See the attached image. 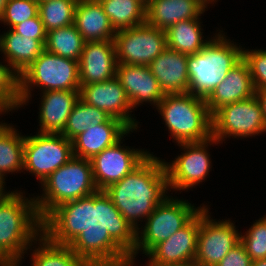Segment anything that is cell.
<instances>
[{
  "label": "cell",
  "mask_w": 266,
  "mask_h": 266,
  "mask_svg": "<svg viewBox=\"0 0 266 266\" xmlns=\"http://www.w3.org/2000/svg\"><path fill=\"white\" fill-rule=\"evenodd\" d=\"M42 234L88 265H131L136 244V230L99 190L53 208L42 219Z\"/></svg>",
  "instance_id": "obj_1"
},
{
  "label": "cell",
  "mask_w": 266,
  "mask_h": 266,
  "mask_svg": "<svg viewBox=\"0 0 266 266\" xmlns=\"http://www.w3.org/2000/svg\"><path fill=\"white\" fill-rule=\"evenodd\" d=\"M153 154L119 182L104 190L135 230L170 194L163 159Z\"/></svg>",
  "instance_id": "obj_2"
},
{
  "label": "cell",
  "mask_w": 266,
  "mask_h": 266,
  "mask_svg": "<svg viewBox=\"0 0 266 266\" xmlns=\"http://www.w3.org/2000/svg\"><path fill=\"white\" fill-rule=\"evenodd\" d=\"M21 188L0 198V266L21 261L30 246L42 235V219L34 196Z\"/></svg>",
  "instance_id": "obj_3"
},
{
  "label": "cell",
  "mask_w": 266,
  "mask_h": 266,
  "mask_svg": "<svg viewBox=\"0 0 266 266\" xmlns=\"http://www.w3.org/2000/svg\"><path fill=\"white\" fill-rule=\"evenodd\" d=\"M223 32L218 28L200 52L188 55V93L206 99L243 59V46Z\"/></svg>",
  "instance_id": "obj_4"
},
{
  "label": "cell",
  "mask_w": 266,
  "mask_h": 266,
  "mask_svg": "<svg viewBox=\"0 0 266 266\" xmlns=\"http://www.w3.org/2000/svg\"><path fill=\"white\" fill-rule=\"evenodd\" d=\"M156 109L176 145L212 137V115L205 99L188 92L167 94Z\"/></svg>",
  "instance_id": "obj_5"
},
{
  "label": "cell",
  "mask_w": 266,
  "mask_h": 266,
  "mask_svg": "<svg viewBox=\"0 0 266 266\" xmlns=\"http://www.w3.org/2000/svg\"><path fill=\"white\" fill-rule=\"evenodd\" d=\"M42 194L34 195L38 215L43 219L53 208L98 191L91 161L73 157L41 184Z\"/></svg>",
  "instance_id": "obj_6"
},
{
  "label": "cell",
  "mask_w": 266,
  "mask_h": 266,
  "mask_svg": "<svg viewBox=\"0 0 266 266\" xmlns=\"http://www.w3.org/2000/svg\"><path fill=\"white\" fill-rule=\"evenodd\" d=\"M80 86L78 61L44 50L19 75L21 108L28 106L27 104L34 96L32 93L34 88L38 87L42 93L62 90L79 91Z\"/></svg>",
  "instance_id": "obj_7"
},
{
  "label": "cell",
  "mask_w": 266,
  "mask_h": 266,
  "mask_svg": "<svg viewBox=\"0 0 266 266\" xmlns=\"http://www.w3.org/2000/svg\"><path fill=\"white\" fill-rule=\"evenodd\" d=\"M204 205L206 204L202 203L197 207L183 197L179 199L177 196H167L155 207L144 225L136 230L135 250L130 255L131 264L137 265L135 258L138 253L147 255L157 244L184 227Z\"/></svg>",
  "instance_id": "obj_8"
},
{
  "label": "cell",
  "mask_w": 266,
  "mask_h": 266,
  "mask_svg": "<svg viewBox=\"0 0 266 266\" xmlns=\"http://www.w3.org/2000/svg\"><path fill=\"white\" fill-rule=\"evenodd\" d=\"M218 144L221 143L214 137L200 142L177 144L183 152L175 159L169 160L171 162L163 159L169 191L172 189V193L174 191L181 193L185 190L187 192L206 181L212 170V159L208 148Z\"/></svg>",
  "instance_id": "obj_9"
},
{
  "label": "cell",
  "mask_w": 266,
  "mask_h": 266,
  "mask_svg": "<svg viewBox=\"0 0 266 266\" xmlns=\"http://www.w3.org/2000/svg\"><path fill=\"white\" fill-rule=\"evenodd\" d=\"M266 134V122L256 96L225 105L212 115V137L219 143L226 139H245Z\"/></svg>",
  "instance_id": "obj_10"
},
{
  "label": "cell",
  "mask_w": 266,
  "mask_h": 266,
  "mask_svg": "<svg viewBox=\"0 0 266 266\" xmlns=\"http://www.w3.org/2000/svg\"><path fill=\"white\" fill-rule=\"evenodd\" d=\"M73 157L72 141L62 134L25 135L23 172L34 175L39 185Z\"/></svg>",
  "instance_id": "obj_11"
},
{
  "label": "cell",
  "mask_w": 266,
  "mask_h": 266,
  "mask_svg": "<svg viewBox=\"0 0 266 266\" xmlns=\"http://www.w3.org/2000/svg\"><path fill=\"white\" fill-rule=\"evenodd\" d=\"M208 204L200 210V228L195 255L199 266H216L224 256L240 243V234L231 219L211 217Z\"/></svg>",
  "instance_id": "obj_12"
},
{
  "label": "cell",
  "mask_w": 266,
  "mask_h": 266,
  "mask_svg": "<svg viewBox=\"0 0 266 266\" xmlns=\"http://www.w3.org/2000/svg\"><path fill=\"white\" fill-rule=\"evenodd\" d=\"M118 64L149 66L167 48L166 33L144 23L117 31L114 37Z\"/></svg>",
  "instance_id": "obj_13"
},
{
  "label": "cell",
  "mask_w": 266,
  "mask_h": 266,
  "mask_svg": "<svg viewBox=\"0 0 266 266\" xmlns=\"http://www.w3.org/2000/svg\"><path fill=\"white\" fill-rule=\"evenodd\" d=\"M137 130L130 129L114 145L105 148L101 153L90 159L93 178L99 191H104L110 185L119 182L151 154L147 149H137L123 144L124 138L131 132H137Z\"/></svg>",
  "instance_id": "obj_14"
},
{
  "label": "cell",
  "mask_w": 266,
  "mask_h": 266,
  "mask_svg": "<svg viewBox=\"0 0 266 266\" xmlns=\"http://www.w3.org/2000/svg\"><path fill=\"white\" fill-rule=\"evenodd\" d=\"M80 99L98 109L106 111L111 117L120 119L130 129H138L140 122L132 114L133 109L124 88L116 76L110 80L81 85ZM134 116V117H133Z\"/></svg>",
  "instance_id": "obj_15"
},
{
  "label": "cell",
  "mask_w": 266,
  "mask_h": 266,
  "mask_svg": "<svg viewBox=\"0 0 266 266\" xmlns=\"http://www.w3.org/2000/svg\"><path fill=\"white\" fill-rule=\"evenodd\" d=\"M200 211L175 234L157 244L146 256L145 266H165L195 261Z\"/></svg>",
  "instance_id": "obj_16"
},
{
  "label": "cell",
  "mask_w": 266,
  "mask_h": 266,
  "mask_svg": "<svg viewBox=\"0 0 266 266\" xmlns=\"http://www.w3.org/2000/svg\"><path fill=\"white\" fill-rule=\"evenodd\" d=\"M115 76L124 88L133 111L147 103L156 109L164 98L158 80L149 66L118 64Z\"/></svg>",
  "instance_id": "obj_17"
},
{
  "label": "cell",
  "mask_w": 266,
  "mask_h": 266,
  "mask_svg": "<svg viewBox=\"0 0 266 266\" xmlns=\"http://www.w3.org/2000/svg\"><path fill=\"white\" fill-rule=\"evenodd\" d=\"M117 65L114 40L85 42L78 61L80 85L114 78Z\"/></svg>",
  "instance_id": "obj_18"
},
{
  "label": "cell",
  "mask_w": 266,
  "mask_h": 266,
  "mask_svg": "<svg viewBox=\"0 0 266 266\" xmlns=\"http://www.w3.org/2000/svg\"><path fill=\"white\" fill-rule=\"evenodd\" d=\"M38 133L61 134L67 119L80 99L79 91H44L40 93Z\"/></svg>",
  "instance_id": "obj_19"
},
{
  "label": "cell",
  "mask_w": 266,
  "mask_h": 266,
  "mask_svg": "<svg viewBox=\"0 0 266 266\" xmlns=\"http://www.w3.org/2000/svg\"><path fill=\"white\" fill-rule=\"evenodd\" d=\"M149 68L164 95L188 92V55L166 48L150 63Z\"/></svg>",
  "instance_id": "obj_20"
},
{
  "label": "cell",
  "mask_w": 266,
  "mask_h": 266,
  "mask_svg": "<svg viewBox=\"0 0 266 266\" xmlns=\"http://www.w3.org/2000/svg\"><path fill=\"white\" fill-rule=\"evenodd\" d=\"M255 87L247 63L242 59L226 75L225 79L205 99L213 115L221 107L248 99L255 95Z\"/></svg>",
  "instance_id": "obj_21"
},
{
  "label": "cell",
  "mask_w": 266,
  "mask_h": 266,
  "mask_svg": "<svg viewBox=\"0 0 266 266\" xmlns=\"http://www.w3.org/2000/svg\"><path fill=\"white\" fill-rule=\"evenodd\" d=\"M129 130L124 122L114 117L106 123L91 125L72 140L73 156L90 160L105 148L114 145Z\"/></svg>",
  "instance_id": "obj_22"
},
{
  "label": "cell",
  "mask_w": 266,
  "mask_h": 266,
  "mask_svg": "<svg viewBox=\"0 0 266 266\" xmlns=\"http://www.w3.org/2000/svg\"><path fill=\"white\" fill-rule=\"evenodd\" d=\"M208 8L200 0H151L146 5V23L166 31L179 21L204 15Z\"/></svg>",
  "instance_id": "obj_23"
},
{
  "label": "cell",
  "mask_w": 266,
  "mask_h": 266,
  "mask_svg": "<svg viewBox=\"0 0 266 266\" xmlns=\"http://www.w3.org/2000/svg\"><path fill=\"white\" fill-rule=\"evenodd\" d=\"M74 25L85 42L114 40L116 31L100 1L78 0Z\"/></svg>",
  "instance_id": "obj_24"
},
{
  "label": "cell",
  "mask_w": 266,
  "mask_h": 266,
  "mask_svg": "<svg viewBox=\"0 0 266 266\" xmlns=\"http://www.w3.org/2000/svg\"><path fill=\"white\" fill-rule=\"evenodd\" d=\"M0 34V53L3 59L20 75L45 50L36 39L21 36L12 29Z\"/></svg>",
  "instance_id": "obj_25"
},
{
  "label": "cell",
  "mask_w": 266,
  "mask_h": 266,
  "mask_svg": "<svg viewBox=\"0 0 266 266\" xmlns=\"http://www.w3.org/2000/svg\"><path fill=\"white\" fill-rule=\"evenodd\" d=\"M14 126L0 121V180L4 184L7 174L23 172L25 135Z\"/></svg>",
  "instance_id": "obj_26"
},
{
  "label": "cell",
  "mask_w": 266,
  "mask_h": 266,
  "mask_svg": "<svg viewBox=\"0 0 266 266\" xmlns=\"http://www.w3.org/2000/svg\"><path fill=\"white\" fill-rule=\"evenodd\" d=\"M201 16L195 19L179 21L169 27L166 33L167 48L182 54L192 55L200 50L211 40L203 36V22ZM205 38V39H204Z\"/></svg>",
  "instance_id": "obj_27"
},
{
  "label": "cell",
  "mask_w": 266,
  "mask_h": 266,
  "mask_svg": "<svg viewBox=\"0 0 266 266\" xmlns=\"http://www.w3.org/2000/svg\"><path fill=\"white\" fill-rule=\"evenodd\" d=\"M27 251L31 254L30 266H88L69 246L54 244L43 234Z\"/></svg>",
  "instance_id": "obj_28"
},
{
  "label": "cell",
  "mask_w": 266,
  "mask_h": 266,
  "mask_svg": "<svg viewBox=\"0 0 266 266\" xmlns=\"http://www.w3.org/2000/svg\"><path fill=\"white\" fill-rule=\"evenodd\" d=\"M99 1L116 32L146 23V5L140 0Z\"/></svg>",
  "instance_id": "obj_29"
},
{
  "label": "cell",
  "mask_w": 266,
  "mask_h": 266,
  "mask_svg": "<svg viewBox=\"0 0 266 266\" xmlns=\"http://www.w3.org/2000/svg\"><path fill=\"white\" fill-rule=\"evenodd\" d=\"M84 44L82 35L73 24L47 32L45 50L63 58L79 61Z\"/></svg>",
  "instance_id": "obj_30"
},
{
  "label": "cell",
  "mask_w": 266,
  "mask_h": 266,
  "mask_svg": "<svg viewBox=\"0 0 266 266\" xmlns=\"http://www.w3.org/2000/svg\"><path fill=\"white\" fill-rule=\"evenodd\" d=\"M110 118L111 116L106 111L79 99L70 113L61 134L72 141L80 133L85 132L91 125L95 126L106 123Z\"/></svg>",
  "instance_id": "obj_31"
},
{
  "label": "cell",
  "mask_w": 266,
  "mask_h": 266,
  "mask_svg": "<svg viewBox=\"0 0 266 266\" xmlns=\"http://www.w3.org/2000/svg\"><path fill=\"white\" fill-rule=\"evenodd\" d=\"M78 0H53L39 4V15L46 32L74 24Z\"/></svg>",
  "instance_id": "obj_32"
},
{
  "label": "cell",
  "mask_w": 266,
  "mask_h": 266,
  "mask_svg": "<svg viewBox=\"0 0 266 266\" xmlns=\"http://www.w3.org/2000/svg\"><path fill=\"white\" fill-rule=\"evenodd\" d=\"M20 108L19 74L3 60L0 62V117Z\"/></svg>",
  "instance_id": "obj_33"
},
{
  "label": "cell",
  "mask_w": 266,
  "mask_h": 266,
  "mask_svg": "<svg viewBox=\"0 0 266 266\" xmlns=\"http://www.w3.org/2000/svg\"><path fill=\"white\" fill-rule=\"evenodd\" d=\"M255 221L245 233L240 234V243L252 261L266 258V215Z\"/></svg>",
  "instance_id": "obj_34"
},
{
  "label": "cell",
  "mask_w": 266,
  "mask_h": 266,
  "mask_svg": "<svg viewBox=\"0 0 266 266\" xmlns=\"http://www.w3.org/2000/svg\"><path fill=\"white\" fill-rule=\"evenodd\" d=\"M39 14V4L36 0H8L0 23L12 29L24 21Z\"/></svg>",
  "instance_id": "obj_35"
},
{
  "label": "cell",
  "mask_w": 266,
  "mask_h": 266,
  "mask_svg": "<svg viewBox=\"0 0 266 266\" xmlns=\"http://www.w3.org/2000/svg\"><path fill=\"white\" fill-rule=\"evenodd\" d=\"M243 60L249 67L255 90L266 89V50L244 47Z\"/></svg>",
  "instance_id": "obj_36"
},
{
  "label": "cell",
  "mask_w": 266,
  "mask_h": 266,
  "mask_svg": "<svg viewBox=\"0 0 266 266\" xmlns=\"http://www.w3.org/2000/svg\"><path fill=\"white\" fill-rule=\"evenodd\" d=\"M12 30L21 36L40 40L45 45L47 32L39 14L34 18L14 26Z\"/></svg>",
  "instance_id": "obj_37"
},
{
  "label": "cell",
  "mask_w": 266,
  "mask_h": 266,
  "mask_svg": "<svg viewBox=\"0 0 266 266\" xmlns=\"http://www.w3.org/2000/svg\"><path fill=\"white\" fill-rule=\"evenodd\" d=\"M252 259L246 253L244 246L238 243L216 266H251Z\"/></svg>",
  "instance_id": "obj_38"
},
{
  "label": "cell",
  "mask_w": 266,
  "mask_h": 266,
  "mask_svg": "<svg viewBox=\"0 0 266 266\" xmlns=\"http://www.w3.org/2000/svg\"><path fill=\"white\" fill-rule=\"evenodd\" d=\"M255 96L260 103L263 111V116L266 122V89L256 90Z\"/></svg>",
  "instance_id": "obj_39"
},
{
  "label": "cell",
  "mask_w": 266,
  "mask_h": 266,
  "mask_svg": "<svg viewBox=\"0 0 266 266\" xmlns=\"http://www.w3.org/2000/svg\"><path fill=\"white\" fill-rule=\"evenodd\" d=\"M251 266H266V258L252 261Z\"/></svg>",
  "instance_id": "obj_40"
},
{
  "label": "cell",
  "mask_w": 266,
  "mask_h": 266,
  "mask_svg": "<svg viewBox=\"0 0 266 266\" xmlns=\"http://www.w3.org/2000/svg\"><path fill=\"white\" fill-rule=\"evenodd\" d=\"M165 266H199V265L195 261H191L188 263L172 264V265H165Z\"/></svg>",
  "instance_id": "obj_41"
},
{
  "label": "cell",
  "mask_w": 266,
  "mask_h": 266,
  "mask_svg": "<svg viewBox=\"0 0 266 266\" xmlns=\"http://www.w3.org/2000/svg\"><path fill=\"white\" fill-rule=\"evenodd\" d=\"M8 0H0V18L3 15V12L5 10V6L7 4Z\"/></svg>",
  "instance_id": "obj_42"
},
{
  "label": "cell",
  "mask_w": 266,
  "mask_h": 266,
  "mask_svg": "<svg viewBox=\"0 0 266 266\" xmlns=\"http://www.w3.org/2000/svg\"><path fill=\"white\" fill-rule=\"evenodd\" d=\"M6 184H4L1 180H0V198L7 192L6 188H5Z\"/></svg>",
  "instance_id": "obj_43"
},
{
  "label": "cell",
  "mask_w": 266,
  "mask_h": 266,
  "mask_svg": "<svg viewBox=\"0 0 266 266\" xmlns=\"http://www.w3.org/2000/svg\"><path fill=\"white\" fill-rule=\"evenodd\" d=\"M202 3H204L207 7L209 6V5H213L214 3L216 4V2L218 1V0H200Z\"/></svg>",
  "instance_id": "obj_44"
},
{
  "label": "cell",
  "mask_w": 266,
  "mask_h": 266,
  "mask_svg": "<svg viewBox=\"0 0 266 266\" xmlns=\"http://www.w3.org/2000/svg\"><path fill=\"white\" fill-rule=\"evenodd\" d=\"M23 260H21V261H17V262H13V263H10V264H8L7 266H21L22 265V262ZM21 264V265H20Z\"/></svg>",
  "instance_id": "obj_45"
},
{
  "label": "cell",
  "mask_w": 266,
  "mask_h": 266,
  "mask_svg": "<svg viewBox=\"0 0 266 266\" xmlns=\"http://www.w3.org/2000/svg\"><path fill=\"white\" fill-rule=\"evenodd\" d=\"M38 2V4L40 3H44V2H48V1H53V0H36Z\"/></svg>",
  "instance_id": "obj_46"
},
{
  "label": "cell",
  "mask_w": 266,
  "mask_h": 266,
  "mask_svg": "<svg viewBox=\"0 0 266 266\" xmlns=\"http://www.w3.org/2000/svg\"><path fill=\"white\" fill-rule=\"evenodd\" d=\"M143 4L147 5L151 0H140Z\"/></svg>",
  "instance_id": "obj_47"
},
{
  "label": "cell",
  "mask_w": 266,
  "mask_h": 266,
  "mask_svg": "<svg viewBox=\"0 0 266 266\" xmlns=\"http://www.w3.org/2000/svg\"><path fill=\"white\" fill-rule=\"evenodd\" d=\"M88 266H108V265H88Z\"/></svg>",
  "instance_id": "obj_48"
}]
</instances>
